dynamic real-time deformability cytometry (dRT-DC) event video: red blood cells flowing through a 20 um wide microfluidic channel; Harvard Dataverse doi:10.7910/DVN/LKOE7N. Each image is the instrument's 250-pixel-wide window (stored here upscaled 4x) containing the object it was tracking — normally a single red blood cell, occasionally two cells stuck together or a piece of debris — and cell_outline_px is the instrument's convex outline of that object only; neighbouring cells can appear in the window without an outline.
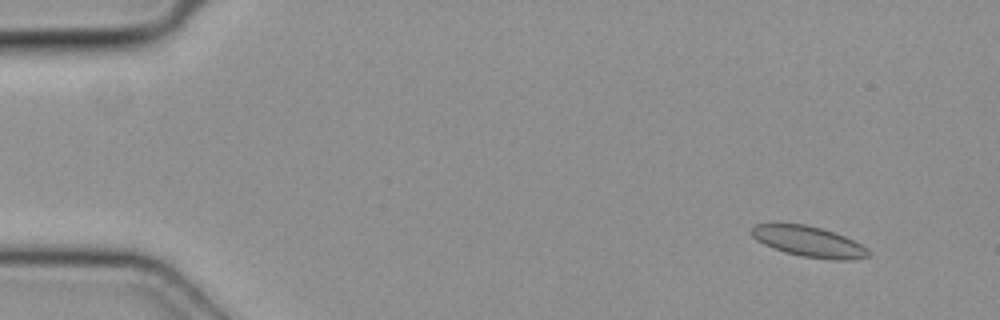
{"species": "common noctule bat (a hibernating species)", "species_latin": "Nyctalus noctula", "temperature_condition": "cold", "stored_images_in_passage": 5, "camera_frame_rate_fps": 3000, "um_per_image_px": 0.085, "animal": {"sex": "female", "body_mass_g": 19.3, "forearm_length_mm": 54.1}, "frame": {"image": 1, "passage_image": 2, "time_ms": 0.333, "image_size_px": [1000, 320], "cell_outline_px": [[872, 256], [852, 260], [836, 260], [800, 256], [784, 252], [764, 244], [756, 240], [748, 232], [756, 224], [776, 220], [804, 224], [820, 228], [844, 236], [868, 248], [872, 252]], "centroid_in_image_um": [68.68, 20.5], "position_along_channel_um": 16.3, "area_um2": 21.56}}
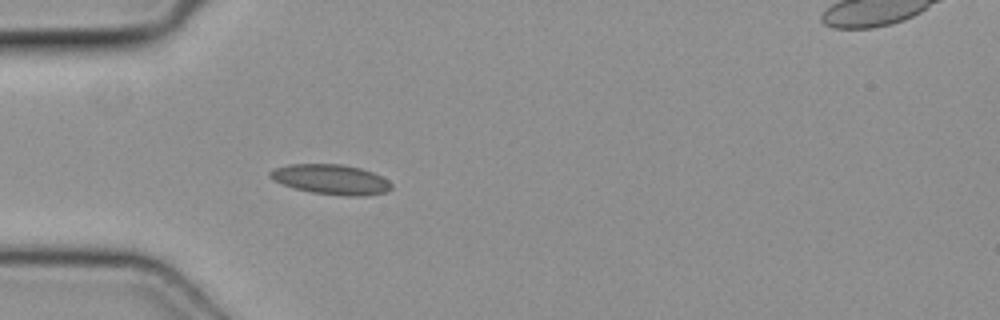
{"frame": {"image": 2, "passage_image": 5, "time_ms": 1.333, "image_size_px": [1000, 320], "cell_outline_px": [[392, 188], [388, 192], [364, 196], [344, 196], [312, 192], [296, 188], [272, 180], [268, 176], [268, 172], [276, 168], [288, 164], [340, 164], [360, 168], [372, 172], [388, 180], [392, 184]], "centroid_in_image_um": [28.15, 15.25], "position_along_channel_um": 56.8, "area_um2": 21.15}}